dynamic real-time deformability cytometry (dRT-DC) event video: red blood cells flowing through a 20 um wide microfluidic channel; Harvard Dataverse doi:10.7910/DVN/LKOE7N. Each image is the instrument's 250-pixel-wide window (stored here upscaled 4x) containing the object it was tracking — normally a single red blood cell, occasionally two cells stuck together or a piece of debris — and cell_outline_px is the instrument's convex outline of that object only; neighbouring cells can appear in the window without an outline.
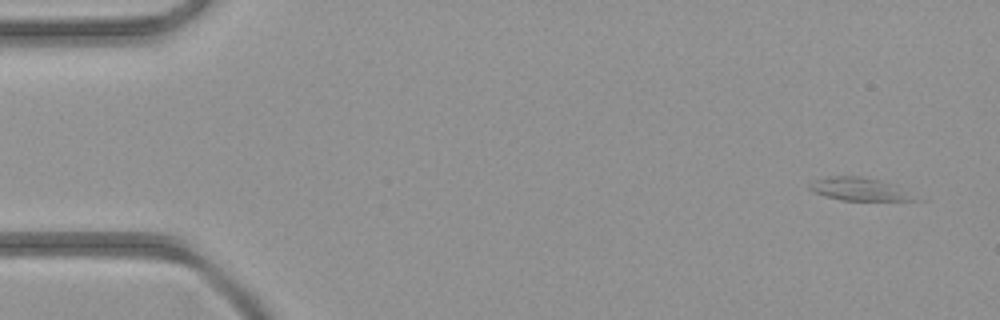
{"species": "common noctule bat (a hibernating species)", "species_latin": "Nyctalus noctula", "temperature_condition": "room temperature", "stored_images_in_passage": 4, "camera_frame_rate_fps": 3000, "um_per_image_px": 0.085, "animal": {"sex": "female", "body_mass_g": 21.9}, "frame": {"image": 1, "passage_image": 1, "time_ms": 0.0, "image_size_px": [1000, 320], "cell_outline_px": [[924, 200], [840, 200], [816, 192], [808, 188], [808, 184], [816, 180], [828, 176], [860, 176], [880, 180]], "centroid_in_image_um": [72.99, 16.07], "position_along_channel_um": 12.0, "area_um2": 13.58}}
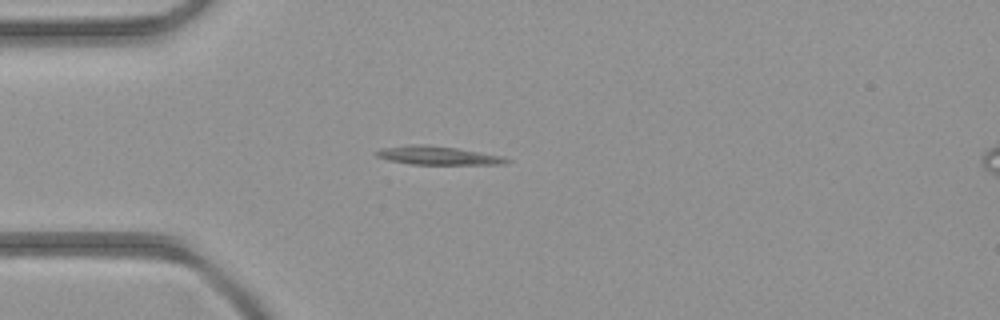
{"frame": {"image": 2, "passage_image": 4, "time_ms": 3.333, "image_size_px": [1000, 320], "cell_outline_px": [[512, 160], [504, 164], [412, 164], [388, 160], [376, 156], [376, 152], [384, 148], [412, 144], [420, 144], [456, 148], [500, 156]], "centroid_in_image_um": [37.2, 13.22], "position_along_channel_um": 47.8, "area_um2": 13.64}}